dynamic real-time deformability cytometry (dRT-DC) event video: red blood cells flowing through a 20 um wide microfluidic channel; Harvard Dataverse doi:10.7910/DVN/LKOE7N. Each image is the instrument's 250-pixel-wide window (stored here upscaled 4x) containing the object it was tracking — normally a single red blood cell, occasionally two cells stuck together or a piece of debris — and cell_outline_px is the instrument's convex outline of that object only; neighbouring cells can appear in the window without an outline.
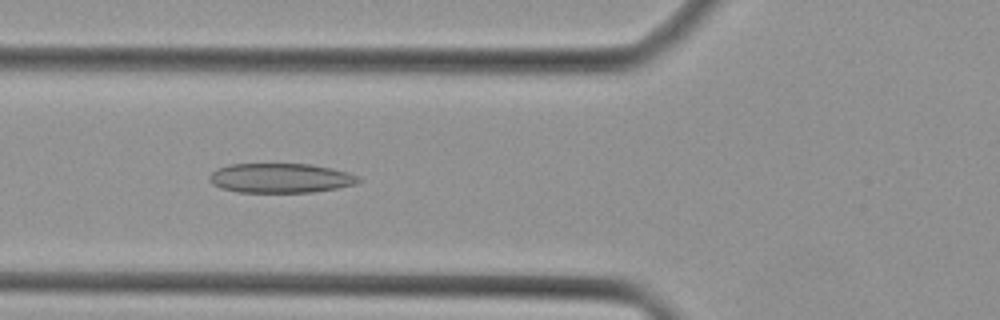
{"species": "Egyptian fruit bat (a non-hibernating species)", "species_latin": "Rousettus aegyptiacus", "temperature_condition": "cold", "stored_images_in_passage": 38, "camera_frame_rate_fps": 3000, "um_per_image_px": 0.085, "animal": {"sex": "female"}, "frame": {"image": 1, "passage_image": 11, "time_ms": 3.333, "image_size_px": [1000, 320], "cell_outline_px": [[364, 180], [356, 184], [336, 188], [312, 192], [236, 192], [220, 188], [212, 184], [208, 180], [208, 176], [216, 168], [228, 164], [312, 164], [332, 168], [348, 172]], "centroid_in_image_um": [23.81, 15.13], "position_along_channel_um": 102.0, "area_um2": 25.89}}
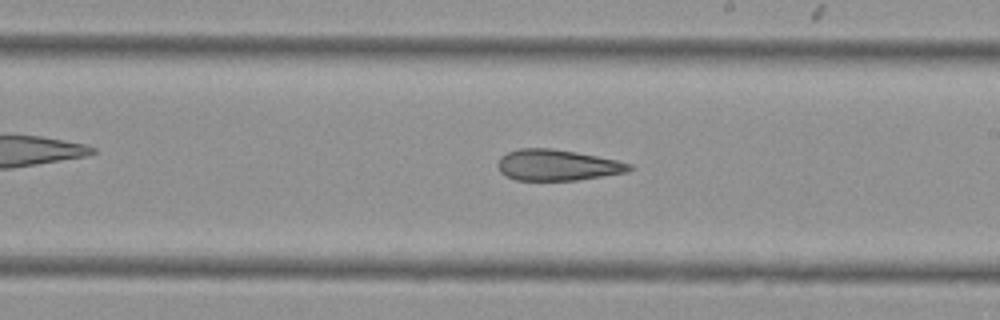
{"frame": {"image": 2, "passage_image": 20, "time_ms": 6.333, "image_size_px": [1000, 320], "cell_outline_px": [[636, 168], [628, 172], [576, 180], [516, 180], [500, 172], [496, 164], [500, 156], [508, 152], [520, 148], [552, 148], [576, 152], [616, 160], [632, 164]], "centroid_in_image_um": [47.37, 14.03], "position_along_channel_um": 241.6, "area_um2": 23.81}}
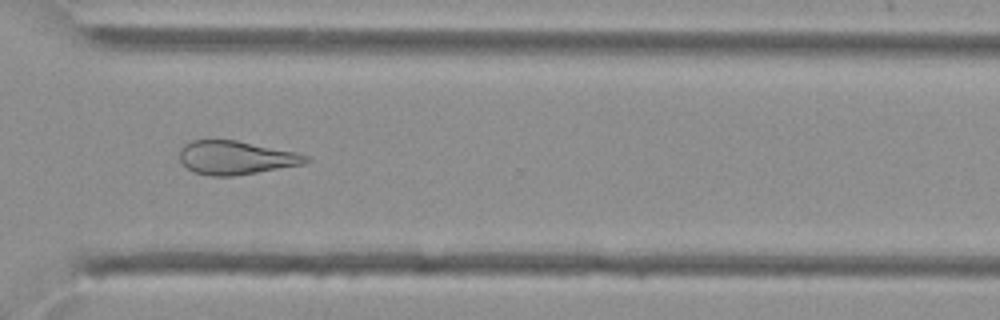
{"frame": {"image": 3, "passage_image": 27, "time_ms": 8.667, "image_size_px": [1000, 320], "cell_outline_px": [[312, 160], [304, 164], [232, 176], [208, 176], [192, 172], [180, 160], [180, 148], [184, 144], [192, 140], [208, 136], [236, 140], [296, 152], [308, 156]], "centroid_in_image_um": [19.99, 13.36], "position_along_channel_um": 350.6, "area_um2": 25.32}}